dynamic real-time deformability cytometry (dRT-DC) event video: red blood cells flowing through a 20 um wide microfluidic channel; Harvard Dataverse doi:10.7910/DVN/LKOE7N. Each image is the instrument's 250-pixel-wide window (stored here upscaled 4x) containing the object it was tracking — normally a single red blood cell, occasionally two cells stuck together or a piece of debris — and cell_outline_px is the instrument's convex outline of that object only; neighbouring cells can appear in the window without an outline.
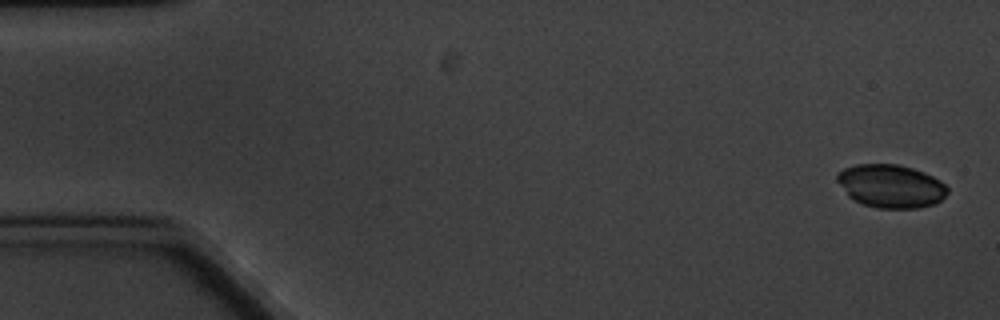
{"species": "common noctule bat (a hibernating species)", "species_latin": "Nyctalus noctula", "temperature_condition": "cold", "stored_images_in_passage": 7, "camera_frame_rate_fps": 3000, "um_per_image_px": 0.085, "animal": {"sex": "male", "body_mass_g": 20.1, "forearm_length_mm": 53.5}, "frame": {"image": 1, "passage_image": 1, "time_ms": 0.0, "image_size_px": [1000, 320], "cell_outline_px": [[948, 192], [936, 204], [920, 208], [876, 208], [864, 204], [848, 196], [836, 180], [836, 176], [844, 168], [856, 164], [896, 164], [912, 168], [924, 172], [940, 180], [948, 188]], "centroid_in_image_um": [75.73, 15.82], "position_along_channel_um": 9.3, "area_um2": 27.74}}
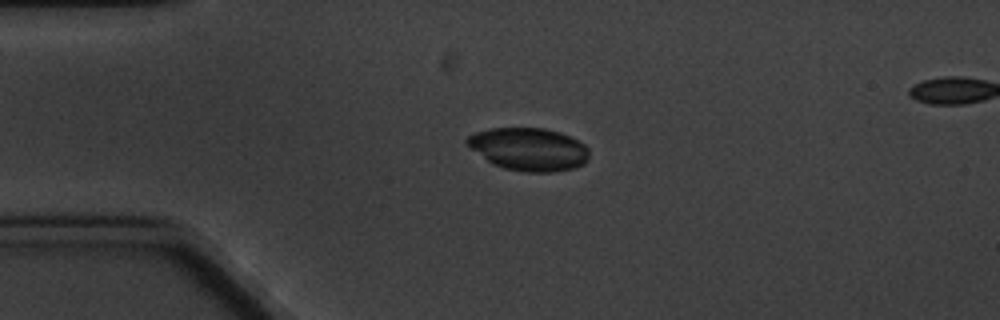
{"frame": {"image": 2, "passage_image": 4, "time_ms": 4.0, "image_size_px": [1000, 320], "cell_outline_px": [[588, 160], [584, 164], [576, 168], [552, 172], [524, 172], [504, 168], [492, 164], [464, 144], [464, 140], [468, 136], [476, 132], [488, 128], [544, 128], [560, 132], [584, 144], [588, 148]], "centroid_in_image_um": [44.92, 12.69], "position_along_channel_um": 40.1, "area_um2": 30.69}}